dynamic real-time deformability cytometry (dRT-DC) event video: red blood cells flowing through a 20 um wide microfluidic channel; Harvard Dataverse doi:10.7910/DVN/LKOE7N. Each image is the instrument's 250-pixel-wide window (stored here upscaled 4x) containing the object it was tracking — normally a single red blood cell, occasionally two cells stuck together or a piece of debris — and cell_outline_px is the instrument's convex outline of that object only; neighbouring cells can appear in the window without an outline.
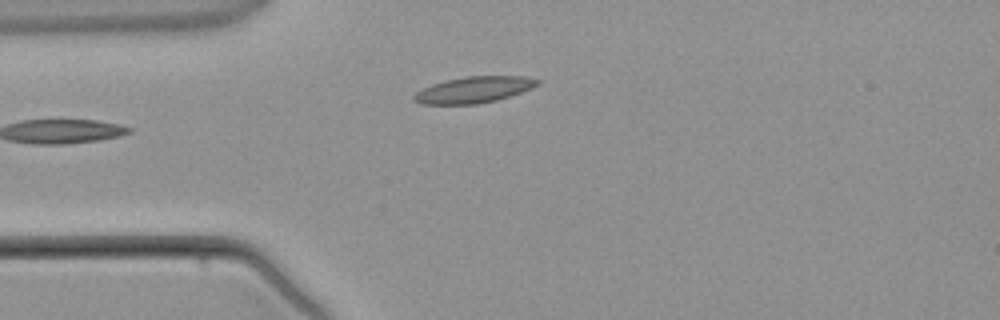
{"species": "common noctule bat (a hibernating species)", "species_latin": "Nyctalus noctula", "temperature_condition": "warm", "stored_images_in_passage": 1, "camera_frame_rate_fps": 3000, "um_per_image_px": 0.085, "animal": {"sex": "male", "body_mass_g": 21.5, "forearm_length_mm": 52.0}, "frame": {"image": 1, "passage_image": 1, "time_ms": 0.0, "image_size_px": [1000, 320], "cell_outline_px": [[540, 84], [532, 88], [496, 100], [476, 104], [420, 104], [412, 100], [412, 96], [416, 92], [432, 84], [444, 80], [464, 76], [524, 76], [540, 80]], "centroid_in_image_um": [40.24, 7.62], "position_along_channel_um": 44.8, "area_um2": 18.9}}